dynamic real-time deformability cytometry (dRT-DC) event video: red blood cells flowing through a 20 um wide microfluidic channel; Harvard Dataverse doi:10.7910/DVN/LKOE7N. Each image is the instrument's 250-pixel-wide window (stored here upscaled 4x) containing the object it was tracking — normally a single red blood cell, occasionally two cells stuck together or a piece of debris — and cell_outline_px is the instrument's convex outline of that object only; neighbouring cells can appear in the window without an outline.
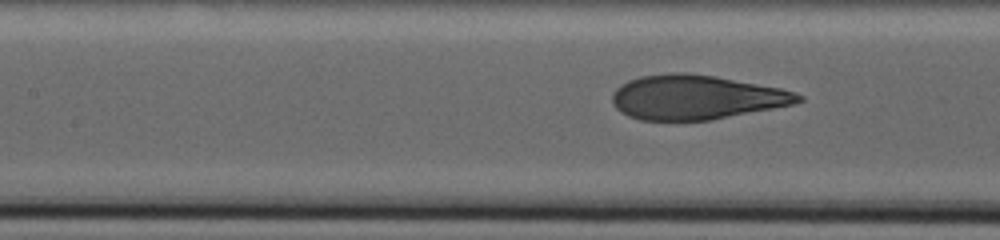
{"species": "human", "species_latin": "Homo sapiens", "temperature_condition": "warm", "stored_images_in_passage": 75, "camera_frame_rate_fps": 3000, "um_per_image_px": 0.085, "donor": {"sex": "male"}, "frame": {"image": 1, "passage_image": 46, "time_ms": 15.0, "image_size_px": [1000, 240], "cell_outline_px": [[804, 100], [792, 104], [712, 120], [640, 120], [628, 116], [620, 112], [612, 104], [612, 92], [620, 84], [628, 80], [640, 76], [672, 72], [688, 72], [716, 76], [780, 88], [796, 92], [804, 96]], "centroid_in_image_um": [59.13, 8.26], "position_along_channel_um": 148.3, "area_um2": 48.32}}
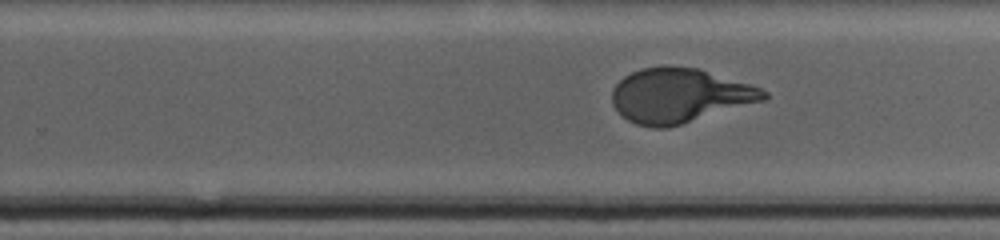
{"frame": {"image": 2, "passage_image": 64, "time_ms": 21.0, "image_size_px": [1000, 240], "cell_outline_px": [[768, 96], [764, 100], [668, 128], [652, 128], [636, 124], [628, 120], [612, 104], [612, 88], [624, 76], [640, 68], [664, 64], [700, 68], [760, 88], [768, 92]], "centroid_in_image_um": [57.73, 8.1], "position_along_channel_um": 272.1, "area_um2": 48.21}}
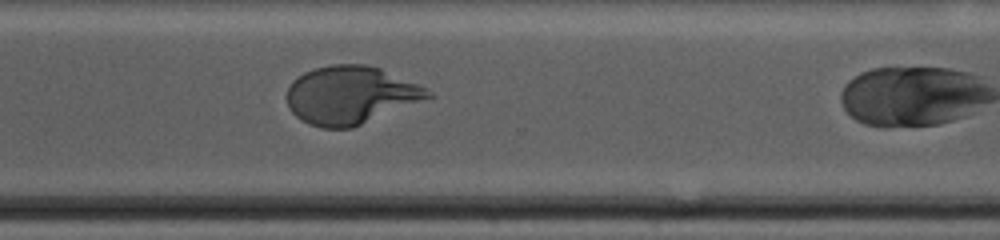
{"frame": {"image": 3, "passage_image": 74, "time_ms": 24.333, "image_size_px": [1000, 240], "cell_outline_px": [[436, 96], [352, 128], [320, 128], [308, 124], [300, 120], [288, 108], [288, 88], [292, 80], [304, 72], [316, 68], [332, 64], [364, 64], [380, 68], [416, 84], [432, 92]], "centroid_in_image_um": [29.79, 8.1], "position_along_channel_um": 340.8, "area_um2": 47.63}}